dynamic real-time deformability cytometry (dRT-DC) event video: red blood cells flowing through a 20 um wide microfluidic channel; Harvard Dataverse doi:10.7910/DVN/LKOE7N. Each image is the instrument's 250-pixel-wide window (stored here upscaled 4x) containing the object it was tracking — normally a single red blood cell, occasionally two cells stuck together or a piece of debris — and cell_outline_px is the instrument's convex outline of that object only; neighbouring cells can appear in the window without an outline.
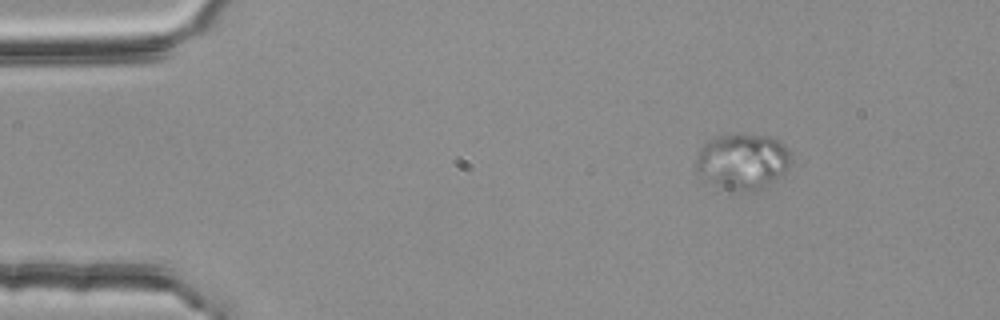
{"species": "common noctule bat (a hibernating species)", "species_latin": "Nyctalus noctula", "temperature_condition": "room temperature", "stored_images_in_passage": 49, "camera_frame_rate_fps": 3000, "um_per_image_px": 0.085, "animal": {"sex": "female", "body_mass_g": 25.1}, "frame": {"image": 1, "passage_image": 1, "time_ms": 0.0, "image_size_px": [1000, 320], "cell_outline_px": [[792, 156], [788, 168], [776, 180], [756, 192], [732, 192], [724, 188], [696, 172], [696, 156], [700, 148], [712, 136], [764, 136], [776, 140], [784, 144], [792, 152]], "centroid_in_image_um": [63.14, 13.76], "position_along_channel_um": 21.9, "area_um2": 30.81}}
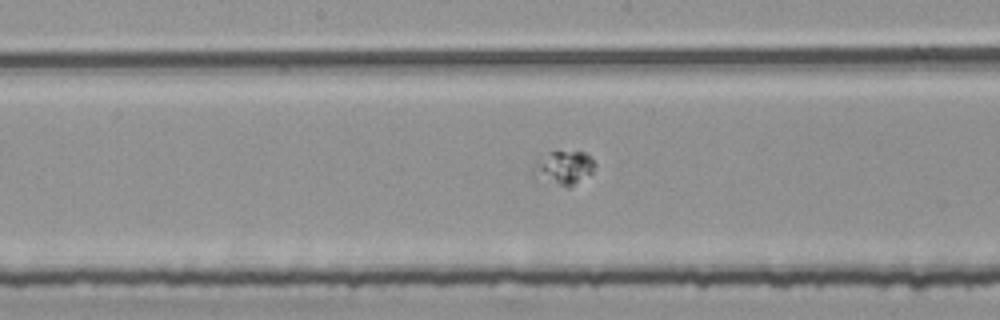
{"frame": {"image": 2, "passage_image": 22, "time_ms": 7.0, "image_size_px": [1000, 320], "cell_outline_px": [[596, 164], [592, 172], [572, 188], [568, 188], [532, 172], [532, 168], [536, 160], [548, 152], [584, 152]], "centroid_in_image_um": [47.97, 14.24], "position_along_channel_um": 200.2, "area_um2": 11.62}}
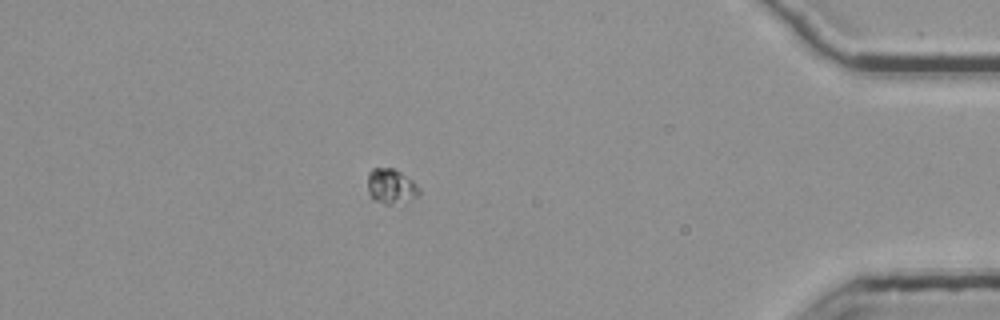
{"frame": {"image": 3, "passage_image": 42, "time_ms": 13.667, "image_size_px": [1000, 320], "cell_outline_px": [[420, 192], [404, 208], [384, 204], [376, 200], [368, 192], [368, 172], [372, 168], [392, 168], [400, 172], [412, 180], [420, 188]], "centroid_in_image_um": [33.29, 15.91], "position_along_channel_um": 401.9, "area_um2": 10.98}}